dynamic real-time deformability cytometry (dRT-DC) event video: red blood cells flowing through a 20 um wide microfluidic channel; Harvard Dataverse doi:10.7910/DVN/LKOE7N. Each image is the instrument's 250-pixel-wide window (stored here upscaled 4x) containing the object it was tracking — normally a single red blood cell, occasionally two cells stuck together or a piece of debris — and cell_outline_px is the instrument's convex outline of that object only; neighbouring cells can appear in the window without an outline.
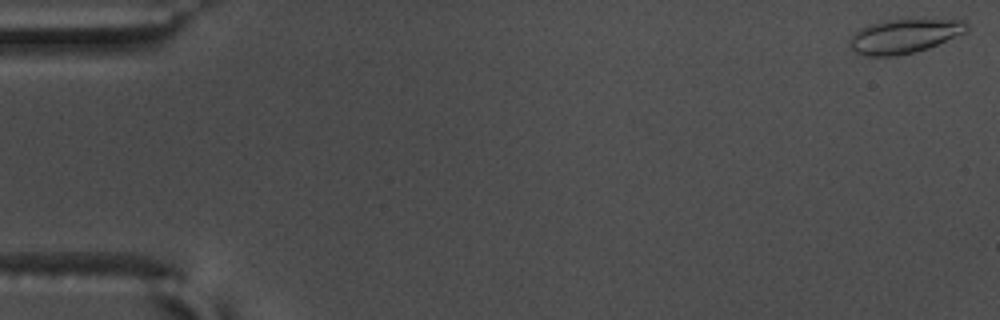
{"species": "common noctule bat (a hibernating species)", "species_latin": "Nyctalus noctula", "temperature_condition": "warm", "stored_images_in_passage": 17, "camera_frame_rate_fps": 3000, "um_per_image_px": 0.085, "animal": {"sex": "male", "body_mass_g": 17.5, "forearm_length_mm": 52.3}, "frame": {"image": 1, "passage_image": 1, "time_ms": 0.0, "image_size_px": [1000, 320], "cell_outline_px": [[968, 32], [928, 48], [916, 52], [896, 56], [864, 56], [856, 52], [852, 48], [848, 40], [860, 28], [868, 24], [888, 20], [964, 20], [968, 24]], "centroid_in_image_um": [76.87, 3.08], "position_along_channel_um": 8.1, "area_um2": 23.24}}